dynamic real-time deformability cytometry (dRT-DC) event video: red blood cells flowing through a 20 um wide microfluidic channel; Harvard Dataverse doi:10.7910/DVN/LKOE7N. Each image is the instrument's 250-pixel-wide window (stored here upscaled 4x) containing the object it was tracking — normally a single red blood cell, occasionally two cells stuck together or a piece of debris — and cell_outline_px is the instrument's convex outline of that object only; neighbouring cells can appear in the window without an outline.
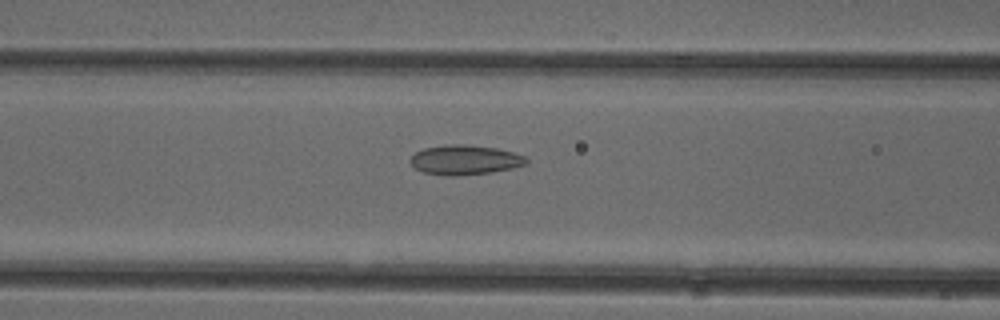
{"species": "common noctule bat (a hibernating species)", "species_latin": "Nyctalus noctula", "temperature_condition": "cold", "stored_images_in_passage": 51, "camera_frame_rate_fps": 3000, "um_per_image_px": 0.085, "animal": {"sex": "female"}, "frame": {"image": 1, "passage_image": 21, "time_ms": 6.667, "image_size_px": [1000, 320], "cell_outline_px": [[528, 164], [512, 168], [492, 172], [452, 176], [448, 176], [424, 172], [416, 168], [408, 160], [416, 152], [424, 148], [444, 144], [464, 144], [496, 148], [512, 152], [524, 156], [528, 160]], "centroid_in_image_um": [39.51, 13.58], "position_along_channel_um": 127.1, "area_um2": 20.0}}
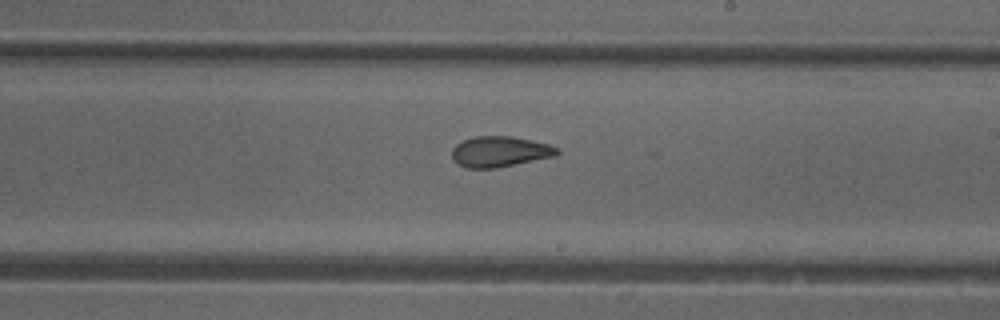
{"frame": {"image": 2, "passage_image": 30, "time_ms": 9.667, "image_size_px": [1000, 320], "cell_outline_px": [[560, 152], [556, 156], [496, 168], [468, 168], [456, 164], [452, 160], [452, 148], [456, 144], [464, 140], [476, 136], [512, 136], [548, 144], [560, 148]], "centroid_in_image_um": [42.48, 12.89], "position_along_channel_um": 246.5, "area_um2": 18.9}}
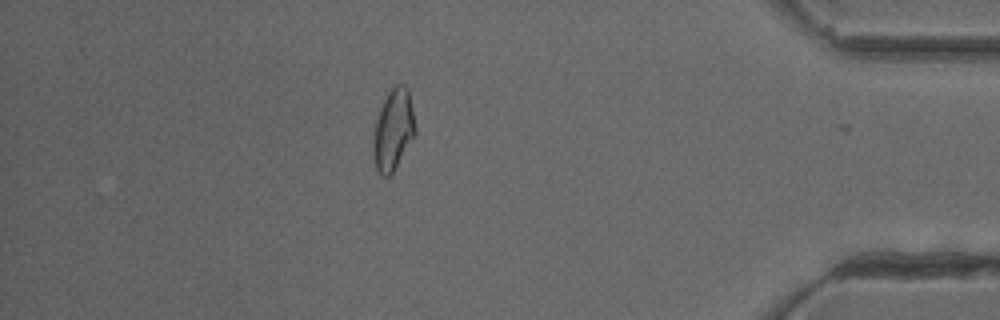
{"frame": {"image": 3, "passage_image": 45, "time_ms": 14.667, "image_size_px": [1000, 320], "cell_outline_px": [[416, 132], [392, 172], [388, 176], [380, 176], [376, 168], [376, 120], [380, 108], [388, 92], [396, 84], [404, 84], [408, 88], [416, 128]], "centroid_in_image_um": [33.48, 10.96], "position_along_channel_um": 401.7, "area_um2": 18.79}, "authors_computed_cell_mechanics": {"area_um2": 19.941, "velocity_mm_per_s": 3.9846, "shape_relaxation_time_tau1_ms": 10.1893, "shape_relaxation_time_tau2_ms": 2.0602, "deformation_change_tau1": 0.1643, "deformation_change_tau2": 0.0938}}